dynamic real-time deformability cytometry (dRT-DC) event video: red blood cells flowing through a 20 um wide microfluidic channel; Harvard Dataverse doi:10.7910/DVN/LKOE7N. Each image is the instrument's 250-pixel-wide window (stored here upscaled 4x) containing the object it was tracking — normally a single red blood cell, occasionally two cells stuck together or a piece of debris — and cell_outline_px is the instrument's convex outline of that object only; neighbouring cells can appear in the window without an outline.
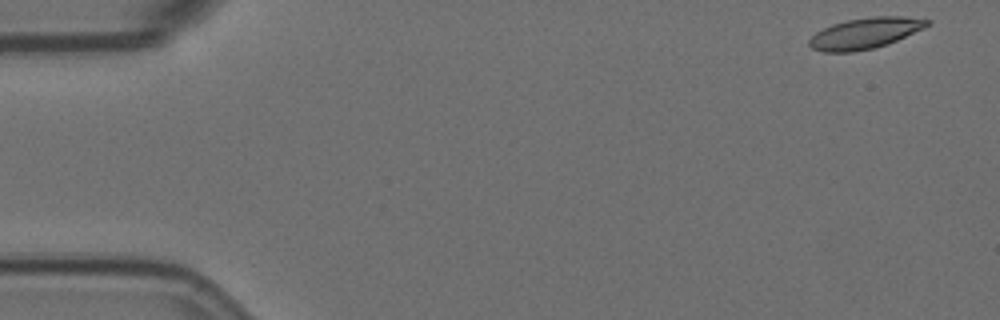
{"species": "Egyptian fruit bat (a non-hibernating species)", "species_latin": "Rousettus aegyptiacus", "temperature_condition": "room temperature", "stored_images_in_passage": 55, "camera_frame_rate_fps": 3000, "um_per_image_px": 0.085, "animal": {"sex": "female"}, "frame": {"image": 1, "passage_image": 1, "time_ms": 0.0, "image_size_px": [1000, 320], "cell_outline_px": [[932, 24], [924, 28], [888, 44], [872, 48], [852, 52], [824, 52], [812, 48], [808, 44], [808, 40], [816, 32], [832, 24], [848, 20], [872, 16], [904, 16], [932, 20]], "centroid_in_image_um": [73.56, 2.82], "position_along_channel_um": 11.4, "area_um2": 21.27}}
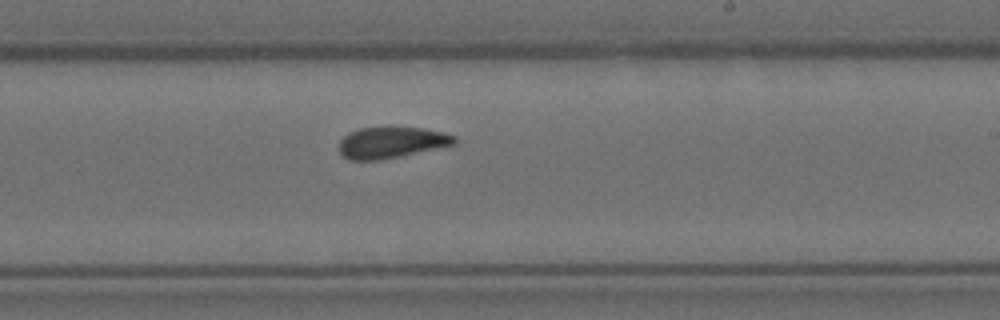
{"frame": {"image": 2, "passage_image": 32, "time_ms": 10.333, "image_size_px": [1000, 320], "cell_outline_px": [[456, 144], [376, 160], [352, 160], [340, 156], [340, 140], [348, 132], [360, 128], [388, 124], [424, 128], [444, 132], [456, 136]], "centroid_in_image_um": [33.25, 12.05], "position_along_channel_um": 255.8, "area_um2": 21.5}}
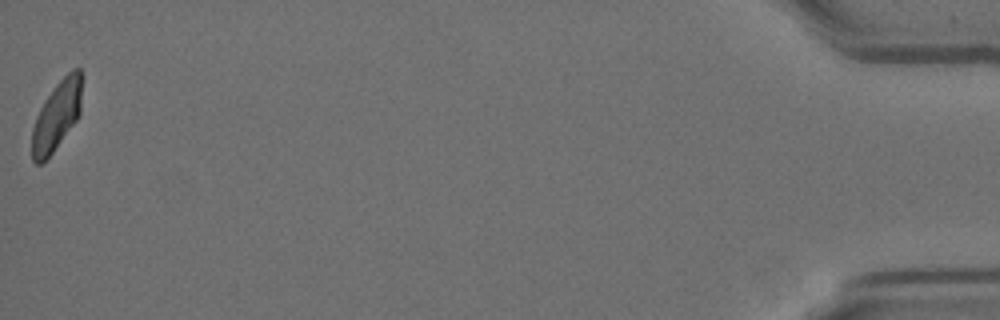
{"frame": {"image": 3, "passage_image": 55, "time_ms": 18.0, "image_size_px": [1000, 320], "cell_outline_px": [[84, 76], [80, 112], [76, 120], [52, 152], [40, 164], [36, 164], [32, 160], [32, 128], [36, 116], [44, 100], [56, 84], [72, 68], [80, 68]], "centroid_in_image_um": [4.85, 9.75], "position_along_channel_um": 430.3, "area_um2": 20.23}, "authors_computed_cell_mechanics": {"area_um2": 21.5016, "velocity_mm_per_s": 3.5774, "shape_relaxation_time_tau1_ms": 7.9893, "shape_relaxation_time_tau2_ms": 1.3882, "deformation_change_tau1": 0.2017, "deformation_change_tau2": 0.0701}}